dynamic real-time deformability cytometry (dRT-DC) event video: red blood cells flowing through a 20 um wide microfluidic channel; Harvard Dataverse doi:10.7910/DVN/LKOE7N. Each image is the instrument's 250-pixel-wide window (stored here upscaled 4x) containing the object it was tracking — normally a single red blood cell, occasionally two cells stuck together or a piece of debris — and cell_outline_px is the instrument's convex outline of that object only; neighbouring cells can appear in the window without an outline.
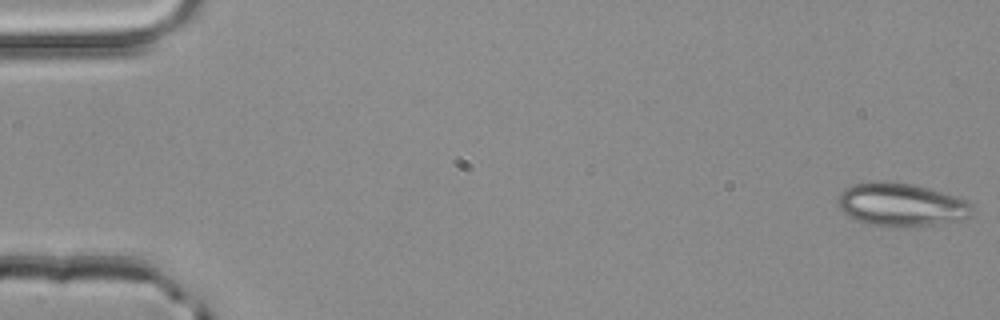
{"species": "common noctule bat (a hibernating species)", "species_latin": "Nyctalus noctula", "temperature_condition": "room temperature", "stored_images_in_passage": 52, "camera_frame_rate_fps": 3000, "um_per_image_px": 0.085, "animal": {"sex": "male", "body_mass_g": 20.4}, "frame": {"image": 1, "passage_image": 1, "time_ms": 0.0, "image_size_px": [1000, 320], "cell_outline_px": [[972, 208], [968, 216], [960, 220], [928, 224], [872, 224], [856, 220], [848, 216], [840, 208], [836, 200], [840, 192], [844, 188], [856, 184], [872, 180], [888, 180], [912, 184], [940, 192], [964, 200], [972, 204]], "centroid_in_image_um": [76.51, 17.33], "position_along_channel_um": 8.5, "area_um2": 32.71}}
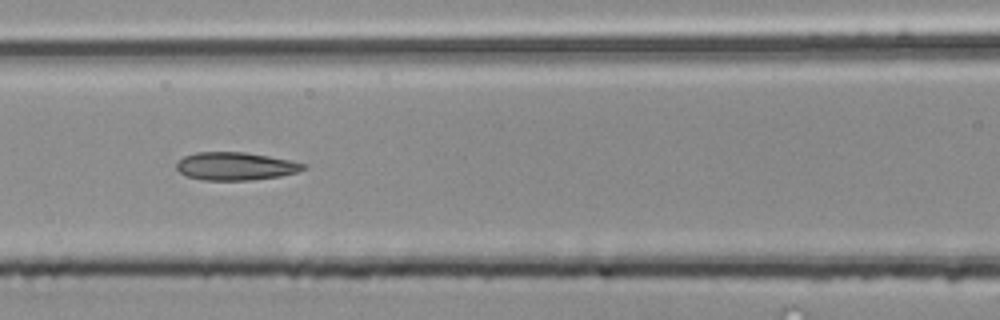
{"frame": {"image": 2, "passage_image": 23, "time_ms": 7.333, "image_size_px": [1000, 320], "cell_outline_px": [[308, 168], [296, 172], [280, 176], [248, 180], [204, 180], [188, 176], [180, 172], [176, 168], [176, 164], [184, 156], [196, 152], [244, 152], [292, 160], [308, 164]], "centroid_in_image_um": [20.06, 14.12], "position_along_channel_um": 146.5, "area_um2": 20.63}}
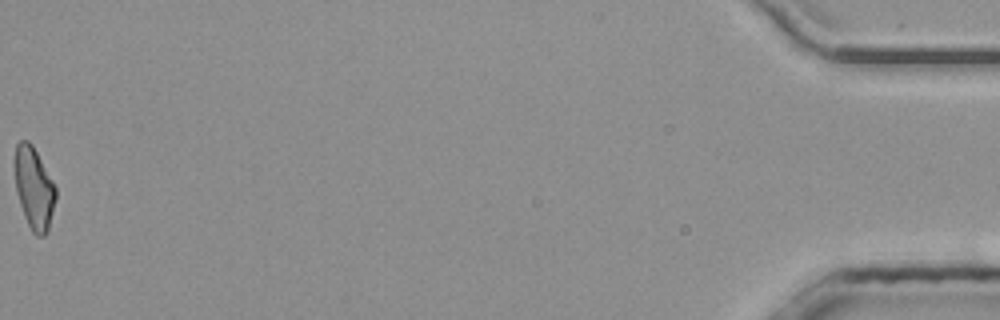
{"frame": {"image": 3, "passage_image": 52, "time_ms": 17.0, "image_size_px": [1000, 320], "cell_outline_px": [[56, 200], [48, 232], [44, 236], [36, 236], [32, 232], [24, 216], [16, 192], [12, 164], [12, 160], [16, 144], [20, 140], [28, 140], [32, 144], [52, 180], [56, 188]], "centroid_in_image_um": [2.85, 15.97], "position_along_channel_um": 432.3, "area_um2": 20.11}, "authors_computed_cell_mechanics": {"area_um2": 20.519, "velocity_mm_per_s": 4.075, "shape_relaxation_time_tau1_ms": 4.7312, "shape_relaxation_time_tau2_ms": 1.5895, "deformation_change_tau1": 0.15, "deformation_change_tau2": 0.1038}}